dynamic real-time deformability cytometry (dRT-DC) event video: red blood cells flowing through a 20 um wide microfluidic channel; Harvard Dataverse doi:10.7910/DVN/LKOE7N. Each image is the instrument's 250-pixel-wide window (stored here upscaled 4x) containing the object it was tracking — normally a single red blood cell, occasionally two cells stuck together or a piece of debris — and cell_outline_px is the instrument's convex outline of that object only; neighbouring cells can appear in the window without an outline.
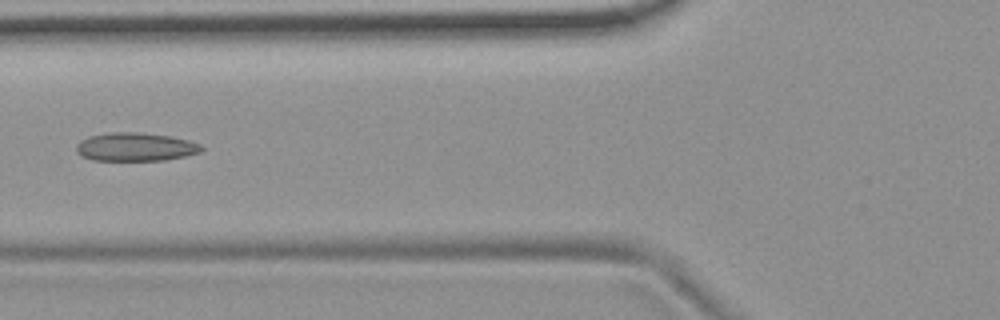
{"species": "common noctule bat (a hibernating species)", "species_latin": "Nyctalus noctula", "temperature_condition": "room temperature", "stored_images_in_passage": 6, "camera_frame_rate_fps": 3000, "um_per_image_px": 0.085, "animal": {"sex": "female", "body_mass_g": 19.9}, "frame": {"image": 1, "passage_image": 6, "time_ms": 6.667, "image_size_px": [1000, 320], "cell_outline_px": [[204, 148], [200, 152], [184, 156], [164, 160], [92, 160], [80, 156], [76, 152], [76, 144], [80, 140], [88, 136], [112, 132], [136, 132], [172, 136], [188, 140], [200, 144]], "centroid_in_image_um": [11.48, 12.48], "position_along_channel_um": 114.3, "area_um2": 20.81}}